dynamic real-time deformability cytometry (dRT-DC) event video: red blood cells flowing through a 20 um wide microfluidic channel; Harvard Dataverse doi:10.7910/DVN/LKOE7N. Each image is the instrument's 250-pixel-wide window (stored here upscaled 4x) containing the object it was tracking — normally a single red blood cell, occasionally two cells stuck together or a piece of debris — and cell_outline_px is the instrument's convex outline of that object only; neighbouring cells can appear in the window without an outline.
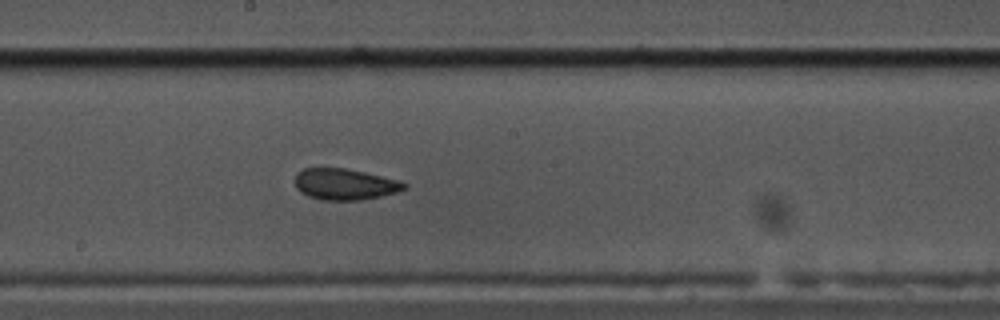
{"species": "common noctule bat (a hibernating species)", "species_latin": "Nyctalus noctula", "temperature_condition": "cold", "stored_images_in_passage": 57, "segment_of_instrument_passage": [1, 2], "camera_frame_rate_fps": 3000, "um_per_image_px": 0.085, "animal": {"sex": "male", "body_mass_g": 17.5, "forearm_length_mm": 52.3}, "frame": {"image": 1, "passage_image": 30, "time_ms": 9.667, "image_size_px": [1000, 320], "cell_outline_px": [[408, 188], [396, 192], [380, 196], [360, 200], [320, 200], [308, 196], [300, 192], [296, 188], [296, 172], [304, 168], [344, 168], [364, 172], [400, 180], [408, 184]], "centroid_in_image_um": [29.31, 15.66], "position_along_channel_um": 218.9, "area_um2": 19.94}}
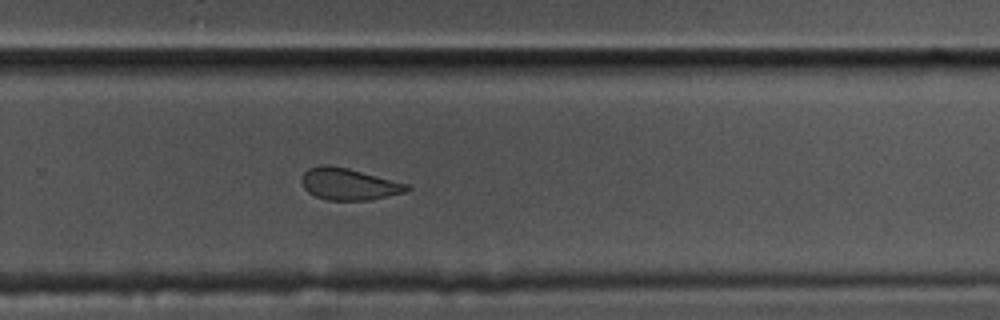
{"frame": {"image": 2, "passage_image": 37, "time_ms": 12.0, "image_size_px": [1000, 320], "cell_outline_px": [[412, 188], [404, 192], [372, 200], [328, 200], [316, 196], [308, 192], [304, 188], [300, 180], [304, 172], [308, 168], [320, 164], [328, 164], [348, 168], [408, 184]], "centroid_in_image_um": [29.62, 15.64], "position_along_channel_um": 300.2, "area_um2": 19.54}}
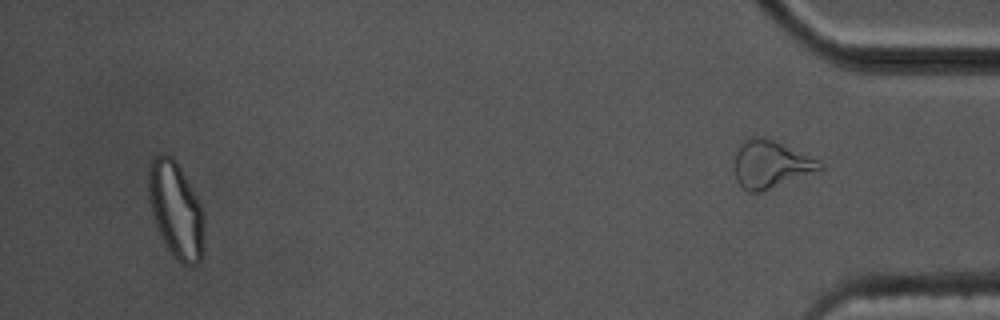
{"frame": {"image": 3, "passage_image": 54, "time_ms": 17.667, "image_size_px": [1000, 320], "cell_outline_px": [[204, 248], [200, 260], [196, 264], [180, 264], [168, 248], [160, 236], [152, 216], [148, 200], [148, 172], [152, 160], [160, 152], [164, 152], [172, 156], [176, 160], [200, 204], [204, 220]], "centroid_in_image_um": [14.93, 17.83], "position_along_channel_um": 420.3, "area_um2": 31.33}}